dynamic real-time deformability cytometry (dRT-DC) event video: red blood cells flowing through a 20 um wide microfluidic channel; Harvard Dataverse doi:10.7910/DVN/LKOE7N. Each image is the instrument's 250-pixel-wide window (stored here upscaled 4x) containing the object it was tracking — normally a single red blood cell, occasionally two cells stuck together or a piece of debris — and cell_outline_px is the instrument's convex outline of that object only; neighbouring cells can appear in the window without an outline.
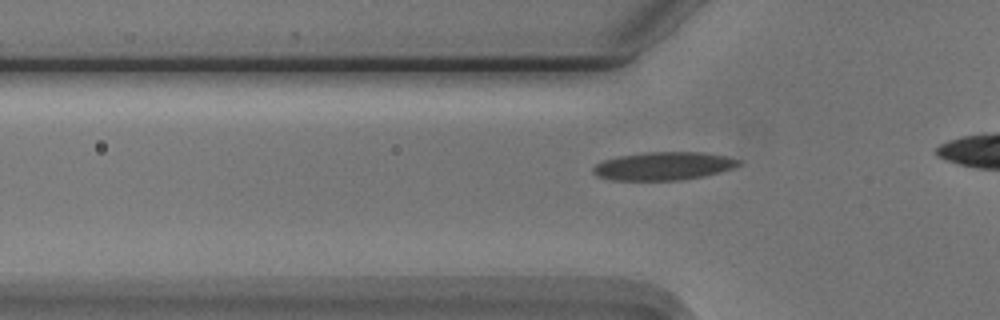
{"species": "Egyptian fruit bat (a non-hibernating species)", "species_latin": "Rousettus aegyptiacus", "temperature_condition": "cold", "stored_images_in_passage": 31, "camera_frame_rate_fps": 3000, "um_per_image_px": 0.085, "animal": {"sex": "male"}, "frame": {"image": 1, "passage_image": 4, "time_ms": 1.0, "image_size_px": [1000, 320], "cell_outline_px": [[740, 164], [732, 168], [720, 172], [704, 176], [680, 180], [612, 180], [596, 176], [592, 172], [592, 168], [596, 164], [604, 160], [616, 156], [644, 152], [704, 152], [728, 156], [740, 160]], "centroid_in_image_um": [56.38, 14.11], "position_along_channel_um": 69.4, "area_um2": 24.04}}
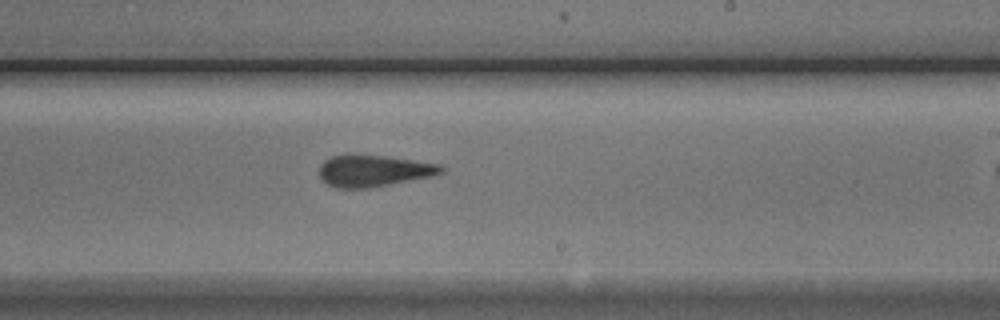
{"frame": {"image": 2, "passage_image": 19, "time_ms": 6.0, "image_size_px": [1000, 320], "cell_outline_px": [[444, 172], [432, 176], [392, 184], [368, 188], [336, 188], [328, 184], [320, 176], [320, 164], [324, 160], [332, 156], [344, 152], [384, 156], [440, 164], [444, 168]], "centroid_in_image_um": [31.73, 14.49], "position_along_channel_um": 257.3, "area_um2": 22.77}}
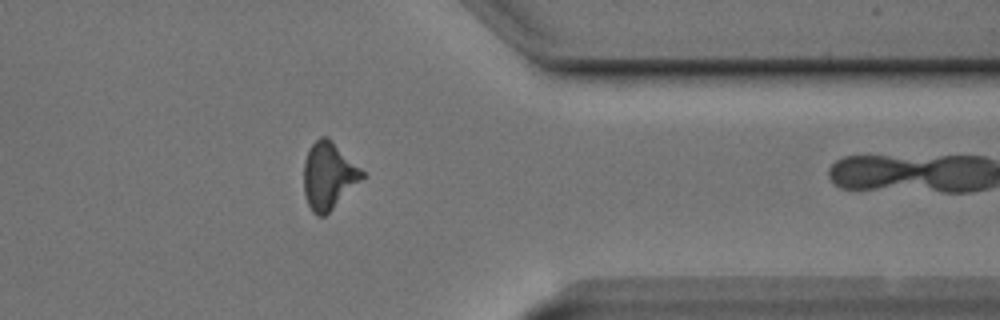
{"frame": {"image": 3, "passage_image": 30, "time_ms": 9.667, "image_size_px": [1000, 320], "cell_outline_px": [[368, 176], [324, 216], [316, 216], [312, 212], [308, 204], [304, 192], [304, 160], [312, 144], [320, 136], [328, 136]], "centroid_in_image_um": [27.95, 14.94], "position_along_channel_um": 383.4, "area_um2": 22.89}}